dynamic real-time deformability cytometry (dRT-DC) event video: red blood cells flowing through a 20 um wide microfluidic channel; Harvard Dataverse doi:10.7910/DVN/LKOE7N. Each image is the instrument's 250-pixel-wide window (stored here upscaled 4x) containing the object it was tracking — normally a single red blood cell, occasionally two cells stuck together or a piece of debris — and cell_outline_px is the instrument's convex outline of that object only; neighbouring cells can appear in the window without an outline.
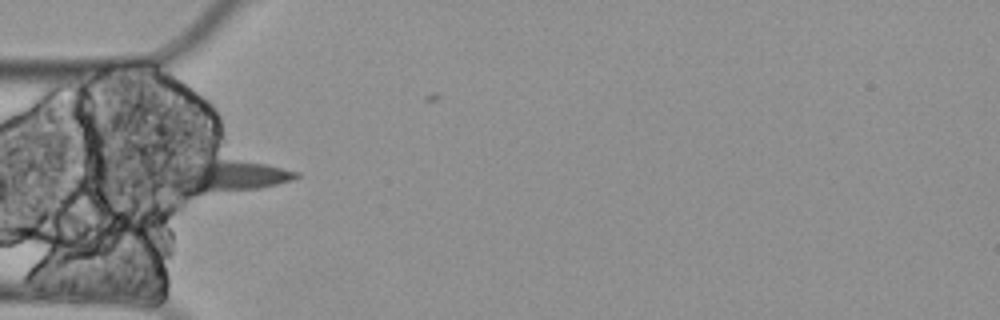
{"species": "Egyptian fruit bat (a non-hibernating species)", "species_latin": "Rousettus aegyptiacus", "temperature_condition": "cold", "stored_images_in_passage": 4, "camera_frame_rate_fps": 3000, "um_per_image_px": 0.085, "animal": {"sex": "female"}, "frame": {"image": 1, "passage_image": 4, "time_ms": 1.0, "image_size_px": [1000, 320], "cell_outline_px": [[300, 176], [276, 184], [256, 188], [188, 196], [184, 196], [148, 180], [144, 176], [144, 168], [168, 152], [236, 160], [268, 164], [300, 172]], "centroid_in_image_um": [18.07, 14.81], "position_along_channel_um": 66.9, "area_um2": 31.44}}